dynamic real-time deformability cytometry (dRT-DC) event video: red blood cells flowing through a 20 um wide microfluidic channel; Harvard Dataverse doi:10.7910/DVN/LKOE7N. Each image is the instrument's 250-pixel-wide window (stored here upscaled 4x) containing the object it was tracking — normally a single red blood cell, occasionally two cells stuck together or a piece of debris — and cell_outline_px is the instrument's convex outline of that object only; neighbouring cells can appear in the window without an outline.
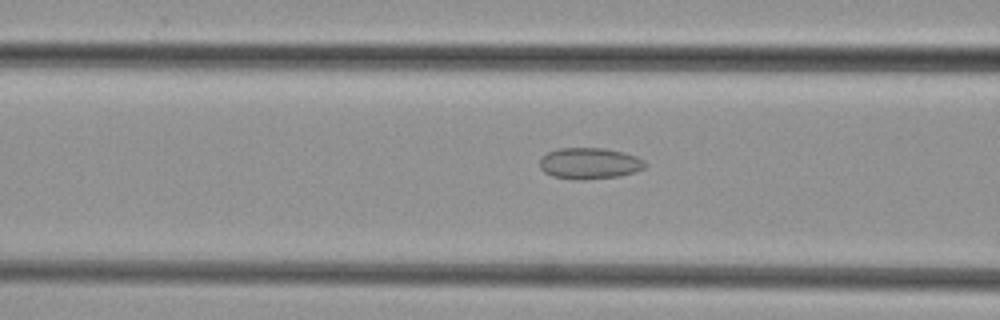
{"species": "common noctule bat (a hibernating species)", "species_latin": "Nyctalus noctula", "temperature_condition": "cold", "stored_images_in_passage": 45, "camera_frame_rate_fps": 3000, "um_per_image_px": 0.085, "animal": {"sex": "female", "body_mass_g": 29.2, "forearm_length_mm": 56.3}, "frame": {"image": 1, "passage_image": 16, "time_ms": 5.0, "image_size_px": [1000, 320], "cell_outline_px": [[644, 168], [636, 172], [620, 176], [584, 180], [576, 180], [552, 176], [544, 172], [540, 168], [540, 160], [548, 152], [560, 148], [604, 148], [624, 152], [636, 156], [644, 160]], "centroid_in_image_um": [50.11, 13.89], "position_along_channel_um": 116.5, "area_um2": 19.25}}
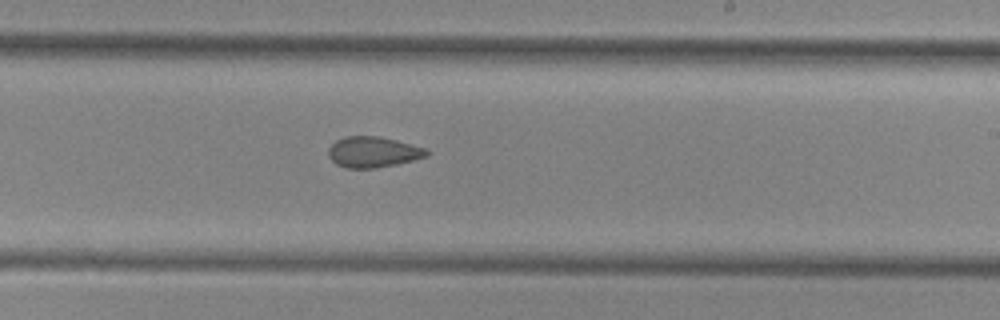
{"frame": {"image": 2, "passage_image": 26, "time_ms": 8.333, "image_size_px": [1000, 320], "cell_outline_px": [[428, 156], [396, 164], [376, 168], [344, 168], [336, 164], [328, 156], [328, 148], [336, 140], [344, 136], [376, 136], [396, 140], [428, 148]], "centroid_in_image_um": [31.7, 12.92], "position_along_channel_um": 257.3, "area_um2": 17.69}}
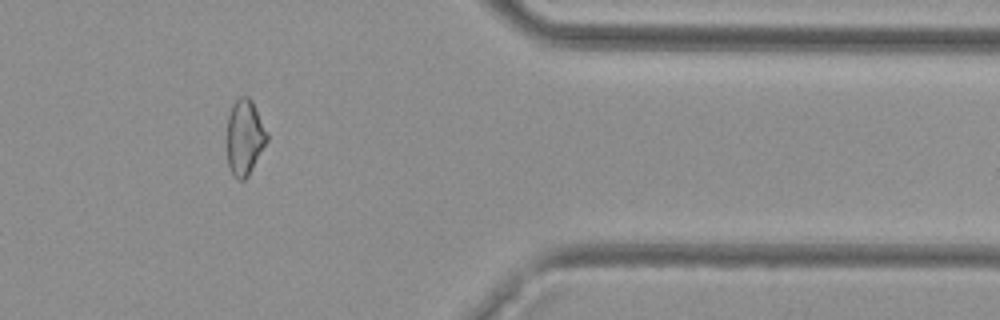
{"frame": {"image": 3, "passage_image": 37, "time_ms": 12.0, "image_size_px": [1000, 320], "cell_outline_px": [[268, 140], [248, 176], [244, 180], [236, 180], [228, 164], [228, 116], [232, 104], [240, 96], [248, 96], [252, 100], [268, 132]], "centroid_in_image_um": [20.82, 11.65], "position_along_channel_um": 390.6, "area_um2": 17.57}}